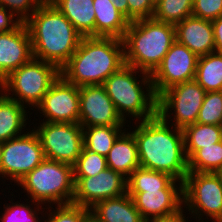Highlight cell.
<instances>
[{"label":"cell","instance_id":"obj_20","mask_svg":"<svg viewBox=\"0 0 222 222\" xmlns=\"http://www.w3.org/2000/svg\"><path fill=\"white\" fill-rule=\"evenodd\" d=\"M95 37L123 39L130 21L116 9L112 0H93Z\"/></svg>","mask_w":222,"mask_h":222},{"label":"cell","instance_id":"obj_9","mask_svg":"<svg viewBox=\"0 0 222 222\" xmlns=\"http://www.w3.org/2000/svg\"><path fill=\"white\" fill-rule=\"evenodd\" d=\"M205 94L195 80L174 85L157 97V114L168 124L183 129L196 123Z\"/></svg>","mask_w":222,"mask_h":222},{"label":"cell","instance_id":"obj_40","mask_svg":"<svg viewBox=\"0 0 222 222\" xmlns=\"http://www.w3.org/2000/svg\"><path fill=\"white\" fill-rule=\"evenodd\" d=\"M114 6L128 19V2L127 0H112Z\"/></svg>","mask_w":222,"mask_h":222},{"label":"cell","instance_id":"obj_11","mask_svg":"<svg viewBox=\"0 0 222 222\" xmlns=\"http://www.w3.org/2000/svg\"><path fill=\"white\" fill-rule=\"evenodd\" d=\"M31 129L19 137L3 142L0 180L5 178L17 184L45 159L38 135Z\"/></svg>","mask_w":222,"mask_h":222},{"label":"cell","instance_id":"obj_30","mask_svg":"<svg viewBox=\"0 0 222 222\" xmlns=\"http://www.w3.org/2000/svg\"><path fill=\"white\" fill-rule=\"evenodd\" d=\"M13 200L14 199H11L9 204H4L3 209L5 208V211L0 213V215L2 214L0 216V222H43L42 220H44V215L42 216V213L46 209V206L45 208H42V205L40 206V204L32 201L31 199L26 203H20L21 199L19 202L17 201L13 203ZM40 214L41 216L39 217L38 215Z\"/></svg>","mask_w":222,"mask_h":222},{"label":"cell","instance_id":"obj_3","mask_svg":"<svg viewBox=\"0 0 222 222\" xmlns=\"http://www.w3.org/2000/svg\"><path fill=\"white\" fill-rule=\"evenodd\" d=\"M124 62L123 41L114 37H82L78 48L60 69L69 83L82 87L103 85Z\"/></svg>","mask_w":222,"mask_h":222},{"label":"cell","instance_id":"obj_4","mask_svg":"<svg viewBox=\"0 0 222 222\" xmlns=\"http://www.w3.org/2000/svg\"><path fill=\"white\" fill-rule=\"evenodd\" d=\"M122 41L125 64L151 75L176 41L175 25L153 18L131 21Z\"/></svg>","mask_w":222,"mask_h":222},{"label":"cell","instance_id":"obj_21","mask_svg":"<svg viewBox=\"0 0 222 222\" xmlns=\"http://www.w3.org/2000/svg\"><path fill=\"white\" fill-rule=\"evenodd\" d=\"M28 114L30 118L32 113L27 111L26 107L10 99L0 90V142L25 134V130H29L26 128Z\"/></svg>","mask_w":222,"mask_h":222},{"label":"cell","instance_id":"obj_37","mask_svg":"<svg viewBox=\"0 0 222 222\" xmlns=\"http://www.w3.org/2000/svg\"><path fill=\"white\" fill-rule=\"evenodd\" d=\"M20 23L21 21L11 12L0 6V33L12 31Z\"/></svg>","mask_w":222,"mask_h":222},{"label":"cell","instance_id":"obj_24","mask_svg":"<svg viewBox=\"0 0 222 222\" xmlns=\"http://www.w3.org/2000/svg\"><path fill=\"white\" fill-rule=\"evenodd\" d=\"M161 189H183V182L168 173L142 167L136 168L127 178V192Z\"/></svg>","mask_w":222,"mask_h":222},{"label":"cell","instance_id":"obj_32","mask_svg":"<svg viewBox=\"0 0 222 222\" xmlns=\"http://www.w3.org/2000/svg\"><path fill=\"white\" fill-rule=\"evenodd\" d=\"M196 123L222 126V91L206 92Z\"/></svg>","mask_w":222,"mask_h":222},{"label":"cell","instance_id":"obj_1","mask_svg":"<svg viewBox=\"0 0 222 222\" xmlns=\"http://www.w3.org/2000/svg\"><path fill=\"white\" fill-rule=\"evenodd\" d=\"M131 131L136 139L140 167L170 174L184 182L188 174L182 129L164 121L158 114L143 120Z\"/></svg>","mask_w":222,"mask_h":222},{"label":"cell","instance_id":"obj_17","mask_svg":"<svg viewBox=\"0 0 222 222\" xmlns=\"http://www.w3.org/2000/svg\"><path fill=\"white\" fill-rule=\"evenodd\" d=\"M143 219L167 217L181 212L184 207L183 189L145 190L127 192Z\"/></svg>","mask_w":222,"mask_h":222},{"label":"cell","instance_id":"obj_25","mask_svg":"<svg viewBox=\"0 0 222 222\" xmlns=\"http://www.w3.org/2000/svg\"><path fill=\"white\" fill-rule=\"evenodd\" d=\"M185 155L188 159L196 150L222 141V126L194 123L182 129Z\"/></svg>","mask_w":222,"mask_h":222},{"label":"cell","instance_id":"obj_15","mask_svg":"<svg viewBox=\"0 0 222 222\" xmlns=\"http://www.w3.org/2000/svg\"><path fill=\"white\" fill-rule=\"evenodd\" d=\"M79 124L82 127L125 125L103 85L79 87Z\"/></svg>","mask_w":222,"mask_h":222},{"label":"cell","instance_id":"obj_31","mask_svg":"<svg viewBox=\"0 0 222 222\" xmlns=\"http://www.w3.org/2000/svg\"><path fill=\"white\" fill-rule=\"evenodd\" d=\"M106 157L87 150L84 146L73 165L74 177H89L99 174L107 168Z\"/></svg>","mask_w":222,"mask_h":222},{"label":"cell","instance_id":"obj_29","mask_svg":"<svg viewBox=\"0 0 222 222\" xmlns=\"http://www.w3.org/2000/svg\"><path fill=\"white\" fill-rule=\"evenodd\" d=\"M193 0H156L152 18L176 25L192 15Z\"/></svg>","mask_w":222,"mask_h":222},{"label":"cell","instance_id":"obj_6","mask_svg":"<svg viewBox=\"0 0 222 222\" xmlns=\"http://www.w3.org/2000/svg\"><path fill=\"white\" fill-rule=\"evenodd\" d=\"M18 185L28 194L29 199L40 205L70 204L75 194L73 166L45 158L20 179Z\"/></svg>","mask_w":222,"mask_h":222},{"label":"cell","instance_id":"obj_43","mask_svg":"<svg viewBox=\"0 0 222 222\" xmlns=\"http://www.w3.org/2000/svg\"><path fill=\"white\" fill-rule=\"evenodd\" d=\"M219 176H220V178L222 179V165H221V167L218 169V171L216 172Z\"/></svg>","mask_w":222,"mask_h":222},{"label":"cell","instance_id":"obj_5","mask_svg":"<svg viewBox=\"0 0 222 222\" xmlns=\"http://www.w3.org/2000/svg\"><path fill=\"white\" fill-rule=\"evenodd\" d=\"M103 86L125 123L131 124L130 120L126 121L127 116L139 122L153 118L157 114V97L150 74L125 64L110 75Z\"/></svg>","mask_w":222,"mask_h":222},{"label":"cell","instance_id":"obj_14","mask_svg":"<svg viewBox=\"0 0 222 222\" xmlns=\"http://www.w3.org/2000/svg\"><path fill=\"white\" fill-rule=\"evenodd\" d=\"M74 182L72 203L87 208L101 200L117 198L127 193V178L108 167L95 176L74 177Z\"/></svg>","mask_w":222,"mask_h":222},{"label":"cell","instance_id":"obj_2","mask_svg":"<svg viewBox=\"0 0 222 222\" xmlns=\"http://www.w3.org/2000/svg\"><path fill=\"white\" fill-rule=\"evenodd\" d=\"M25 24L33 57L55 64L59 69L69 61L83 37L49 0H44Z\"/></svg>","mask_w":222,"mask_h":222},{"label":"cell","instance_id":"obj_34","mask_svg":"<svg viewBox=\"0 0 222 222\" xmlns=\"http://www.w3.org/2000/svg\"><path fill=\"white\" fill-rule=\"evenodd\" d=\"M44 0H0V6L25 22Z\"/></svg>","mask_w":222,"mask_h":222},{"label":"cell","instance_id":"obj_35","mask_svg":"<svg viewBox=\"0 0 222 222\" xmlns=\"http://www.w3.org/2000/svg\"><path fill=\"white\" fill-rule=\"evenodd\" d=\"M192 15L214 20L222 16V0H193Z\"/></svg>","mask_w":222,"mask_h":222},{"label":"cell","instance_id":"obj_13","mask_svg":"<svg viewBox=\"0 0 222 222\" xmlns=\"http://www.w3.org/2000/svg\"><path fill=\"white\" fill-rule=\"evenodd\" d=\"M35 109L43 122L79 123V87L60 75Z\"/></svg>","mask_w":222,"mask_h":222},{"label":"cell","instance_id":"obj_36","mask_svg":"<svg viewBox=\"0 0 222 222\" xmlns=\"http://www.w3.org/2000/svg\"><path fill=\"white\" fill-rule=\"evenodd\" d=\"M128 20L152 18L156 0H127Z\"/></svg>","mask_w":222,"mask_h":222},{"label":"cell","instance_id":"obj_27","mask_svg":"<svg viewBox=\"0 0 222 222\" xmlns=\"http://www.w3.org/2000/svg\"><path fill=\"white\" fill-rule=\"evenodd\" d=\"M123 127L125 128V125L82 127L83 146L106 157L115 140L125 130Z\"/></svg>","mask_w":222,"mask_h":222},{"label":"cell","instance_id":"obj_8","mask_svg":"<svg viewBox=\"0 0 222 222\" xmlns=\"http://www.w3.org/2000/svg\"><path fill=\"white\" fill-rule=\"evenodd\" d=\"M183 199L190 218L218 222L222 218V179L213 172H188L183 182Z\"/></svg>","mask_w":222,"mask_h":222},{"label":"cell","instance_id":"obj_38","mask_svg":"<svg viewBox=\"0 0 222 222\" xmlns=\"http://www.w3.org/2000/svg\"><path fill=\"white\" fill-rule=\"evenodd\" d=\"M215 41V52L222 53V16L212 20Z\"/></svg>","mask_w":222,"mask_h":222},{"label":"cell","instance_id":"obj_28","mask_svg":"<svg viewBox=\"0 0 222 222\" xmlns=\"http://www.w3.org/2000/svg\"><path fill=\"white\" fill-rule=\"evenodd\" d=\"M222 165V141L196 150L188 158L189 172L216 173Z\"/></svg>","mask_w":222,"mask_h":222},{"label":"cell","instance_id":"obj_42","mask_svg":"<svg viewBox=\"0 0 222 222\" xmlns=\"http://www.w3.org/2000/svg\"><path fill=\"white\" fill-rule=\"evenodd\" d=\"M2 152H3V143L0 142V167H1V161H2Z\"/></svg>","mask_w":222,"mask_h":222},{"label":"cell","instance_id":"obj_18","mask_svg":"<svg viewBox=\"0 0 222 222\" xmlns=\"http://www.w3.org/2000/svg\"><path fill=\"white\" fill-rule=\"evenodd\" d=\"M176 40L198 57L215 52L212 21L193 15L175 25Z\"/></svg>","mask_w":222,"mask_h":222},{"label":"cell","instance_id":"obj_23","mask_svg":"<svg viewBox=\"0 0 222 222\" xmlns=\"http://www.w3.org/2000/svg\"><path fill=\"white\" fill-rule=\"evenodd\" d=\"M89 209L103 222H145L127 193L117 198L101 200Z\"/></svg>","mask_w":222,"mask_h":222},{"label":"cell","instance_id":"obj_19","mask_svg":"<svg viewBox=\"0 0 222 222\" xmlns=\"http://www.w3.org/2000/svg\"><path fill=\"white\" fill-rule=\"evenodd\" d=\"M106 161L108 168L119 172L126 178L140 167L137 142L131 128H125L118 136L106 156Z\"/></svg>","mask_w":222,"mask_h":222},{"label":"cell","instance_id":"obj_7","mask_svg":"<svg viewBox=\"0 0 222 222\" xmlns=\"http://www.w3.org/2000/svg\"><path fill=\"white\" fill-rule=\"evenodd\" d=\"M60 75L55 64L33 57L3 79L0 90L10 99L31 108L29 110H35Z\"/></svg>","mask_w":222,"mask_h":222},{"label":"cell","instance_id":"obj_41","mask_svg":"<svg viewBox=\"0 0 222 222\" xmlns=\"http://www.w3.org/2000/svg\"><path fill=\"white\" fill-rule=\"evenodd\" d=\"M82 222H103L91 210H89L83 217Z\"/></svg>","mask_w":222,"mask_h":222},{"label":"cell","instance_id":"obj_26","mask_svg":"<svg viewBox=\"0 0 222 222\" xmlns=\"http://www.w3.org/2000/svg\"><path fill=\"white\" fill-rule=\"evenodd\" d=\"M206 92L222 91V53L200 56L194 79Z\"/></svg>","mask_w":222,"mask_h":222},{"label":"cell","instance_id":"obj_22","mask_svg":"<svg viewBox=\"0 0 222 222\" xmlns=\"http://www.w3.org/2000/svg\"><path fill=\"white\" fill-rule=\"evenodd\" d=\"M83 37H95L93 0H49Z\"/></svg>","mask_w":222,"mask_h":222},{"label":"cell","instance_id":"obj_16","mask_svg":"<svg viewBox=\"0 0 222 222\" xmlns=\"http://www.w3.org/2000/svg\"><path fill=\"white\" fill-rule=\"evenodd\" d=\"M33 58L31 37L25 22L0 33V82Z\"/></svg>","mask_w":222,"mask_h":222},{"label":"cell","instance_id":"obj_12","mask_svg":"<svg viewBox=\"0 0 222 222\" xmlns=\"http://www.w3.org/2000/svg\"><path fill=\"white\" fill-rule=\"evenodd\" d=\"M198 56L177 40L151 74L156 97L170 87L195 79Z\"/></svg>","mask_w":222,"mask_h":222},{"label":"cell","instance_id":"obj_10","mask_svg":"<svg viewBox=\"0 0 222 222\" xmlns=\"http://www.w3.org/2000/svg\"><path fill=\"white\" fill-rule=\"evenodd\" d=\"M34 126L45 158L74 165L83 148L79 123L40 122ZM37 128V129H36Z\"/></svg>","mask_w":222,"mask_h":222},{"label":"cell","instance_id":"obj_33","mask_svg":"<svg viewBox=\"0 0 222 222\" xmlns=\"http://www.w3.org/2000/svg\"><path fill=\"white\" fill-rule=\"evenodd\" d=\"M54 207L48 206L46 208L50 213L47 211L43 213L46 217H44L43 222H82L84 215L90 210L87 207L73 203Z\"/></svg>","mask_w":222,"mask_h":222},{"label":"cell","instance_id":"obj_39","mask_svg":"<svg viewBox=\"0 0 222 222\" xmlns=\"http://www.w3.org/2000/svg\"><path fill=\"white\" fill-rule=\"evenodd\" d=\"M184 211L185 210H182L181 212L175 213L167 217L149 219L145 222H188L189 217H186V214L184 215V213H186Z\"/></svg>","mask_w":222,"mask_h":222}]
</instances>
